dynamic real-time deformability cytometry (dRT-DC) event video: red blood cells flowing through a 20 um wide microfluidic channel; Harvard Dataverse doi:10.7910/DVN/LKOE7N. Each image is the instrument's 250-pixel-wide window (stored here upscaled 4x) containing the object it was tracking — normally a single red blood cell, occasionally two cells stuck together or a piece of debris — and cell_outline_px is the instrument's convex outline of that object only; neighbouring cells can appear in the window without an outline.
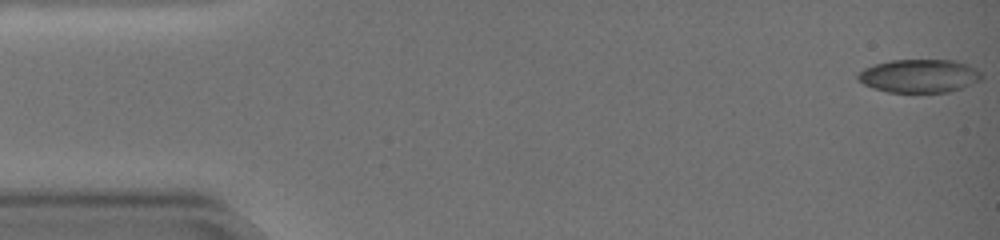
{"species": "common noctule bat (a hibernating species)", "species_latin": "Nyctalus noctula", "temperature_condition": "warm", "stored_images_in_passage": 57, "camera_frame_rate_fps": 3000, "um_per_image_px": 0.085, "animal": {"sex": "female", "body_mass_g": 19.0, "forearm_length_mm": 51.5}, "frame": {"image": 1, "passage_image": 1, "time_ms": 0.0, "image_size_px": [1000, 240], "cell_outline_px": [[984, 76], [980, 80], [960, 88], [948, 92], [888, 92], [872, 88], [856, 80], [856, 76], [864, 68], [876, 64], [892, 60], [952, 60], [968, 64], [976, 68]], "centroid_in_image_um": [78.13, 6.45], "position_along_channel_um": 6.9, "area_um2": 23.99}}
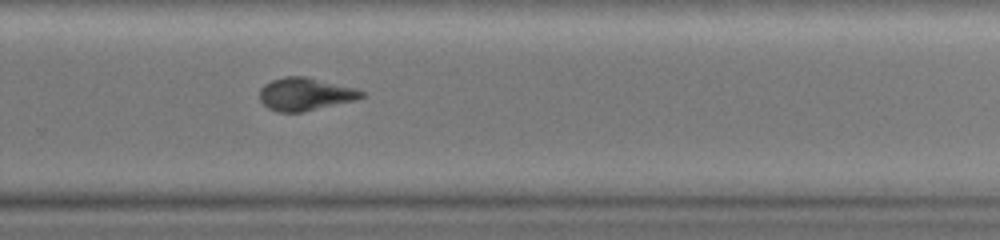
{"frame": {"image": 2, "passage_image": 39, "time_ms": 12.667, "image_size_px": [1000, 240], "cell_outline_px": [[368, 96], [356, 100], [304, 112], [276, 112], [268, 108], [260, 100], [260, 88], [264, 84], [272, 80], [284, 76], [308, 76], [356, 88], [364, 92]], "centroid_in_image_um": [25.98, 8.0], "position_along_channel_um": 303.8, "area_um2": 19.83}}
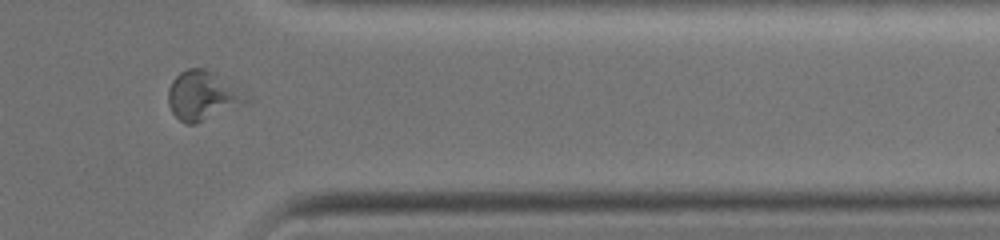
{"frame": {"image": 3, "passage_image": 47, "time_ms": 15.333, "image_size_px": [1000, 240], "cell_outline_px": [[252, 100], [244, 104], [196, 124], [188, 124], [180, 120], [172, 112], [168, 104], [168, 88], [172, 80], [180, 72], [188, 68], [204, 68], [216, 72], [252, 96]], "centroid_in_image_um": [17.28, 8.11], "position_along_channel_um": 394.1, "area_um2": 22.83}, "authors_computed_cell_mechanics": {"area_um2": 21.3282, "velocity_mm_per_s": 3.4271, "shape_relaxation_time_tau1_ms": 5.8534, "shape_relaxation_time_tau2_ms": 2.8937, "deformation_change_tau1": 0.1861, "deformation_change_tau2": 0.086}}